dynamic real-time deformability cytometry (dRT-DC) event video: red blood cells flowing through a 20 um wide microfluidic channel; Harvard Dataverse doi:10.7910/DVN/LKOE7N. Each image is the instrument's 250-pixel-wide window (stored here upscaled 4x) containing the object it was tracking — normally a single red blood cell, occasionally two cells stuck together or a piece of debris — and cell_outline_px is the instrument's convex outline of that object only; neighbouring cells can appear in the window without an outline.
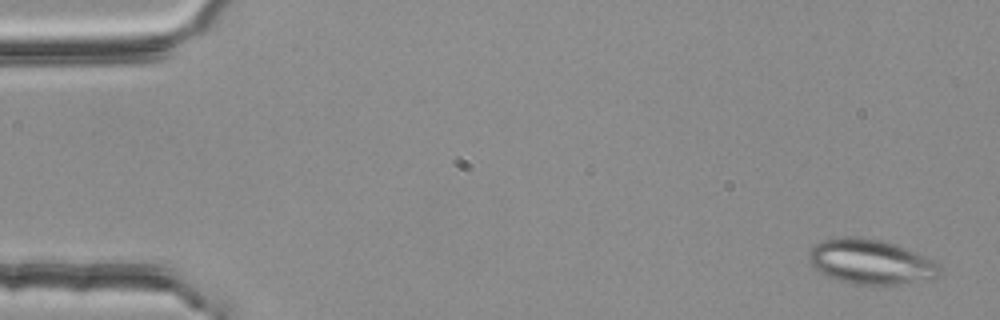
{"species": "common noctule bat (a hibernating species)", "species_latin": "Nyctalus noctula", "temperature_condition": "room temperature", "stored_images_in_passage": 5, "camera_frame_rate_fps": 3000, "um_per_image_px": 0.085, "animal": {"sex": "female", "body_mass_g": 25.1}, "frame": {"image": 1, "passage_image": 1, "time_ms": 0.0, "image_size_px": [1000, 320], "cell_outline_px": [[940, 272], [936, 276], [884, 288], [852, 284], [828, 276], [820, 272], [808, 260], [808, 252], [816, 244], [824, 240], [848, 236], [860, 236], [880, 240], [896, 244], [908, 248], [936, 260], [940, 264]], "centroid_in_image_um": [74.04, 22.27], "position_along_channel_um": 11.0, "area_um2": 34.74}}